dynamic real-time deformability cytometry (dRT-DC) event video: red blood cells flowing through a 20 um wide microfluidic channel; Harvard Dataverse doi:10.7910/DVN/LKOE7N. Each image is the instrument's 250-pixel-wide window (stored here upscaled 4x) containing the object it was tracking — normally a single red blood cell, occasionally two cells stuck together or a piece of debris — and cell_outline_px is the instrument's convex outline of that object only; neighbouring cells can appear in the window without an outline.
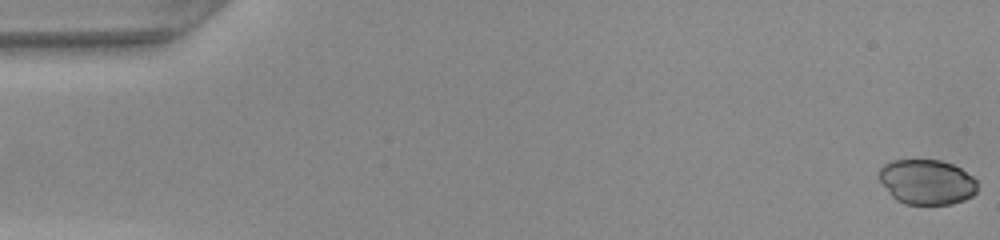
{"species": "common noctule bat (a hibernating species)", "species_latin": "Nyctalus noctula", "temperature_condition": "warm", "stored_images_in_passage": 42, "camera_frame_rate_fps": 3000, "um_per_image_px": 0.085, "animal": {"sex": "female", "body_mass_g": 22.0, "forearm_length_mm": 56.7}, "frame": {"image": 1, "passage_image": 1, "time_ms": 0.0, "image_size_px": [1000, 240], "cell_outline_px": [[976, 192], [972, 196], [964, 200], [952, 204], [904, 204], [896, 200], [892, 196], [876, 176], [876, 172], [884, 164], [892, 160], [940, 160], [952, 164], [960, 168], [972, 176], [976, 180]], "centroid_in_image_um": [78.74, 15.46], "position_along_channel_um": 6.3, "area_um2": 25.95}}
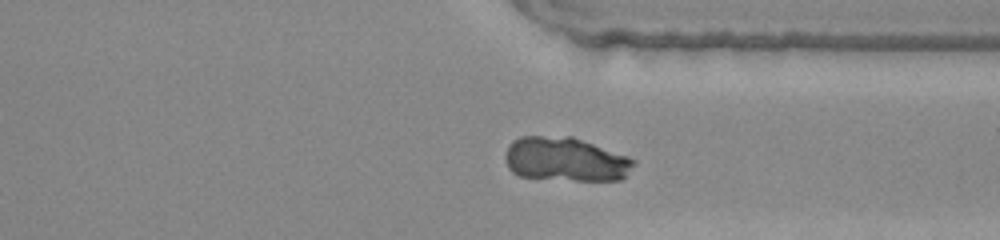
{"frame": {"image": 2, "passage_image": 37, "time_ms": 12.0, "image_size_px": [1000, 240], "cell_outline_px": [[636, 164], [620, 180], [576, 180], [520, 176], [512, 172], [508, 168], [504, 156], [508, 144], [512, 140], [520, 136], [572, 136], [628, 156], [636, 160]], "centroid_in_image_um": [48.05, 13.53], "position_along_channel_um": 363.4, "area_um2": 33.06}}
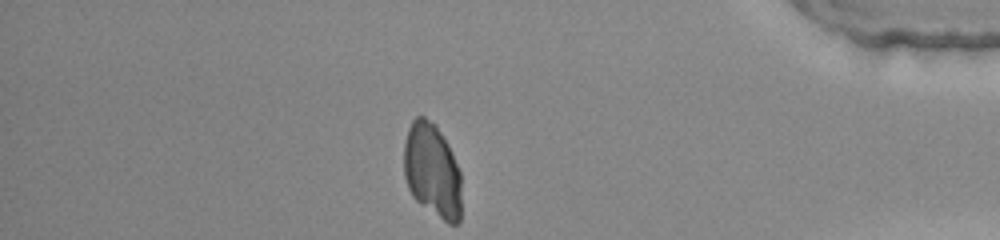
{"frame": {"image": 3, "passage_image": 42, "time_ms": 13.667, "image_size_px": [1000, 240], "cell_outline_px": [[460, 220], [456, 224], [448, 224], [420, 204], [412, 196], [408, 188], [404, 176], [404, 144], [408, 128], [412, 120], [416, 116], [424, 116], [436, 124], [448, 144], [460, 172]], "centroid_in_image_um": [36.72, 14.48], "position_along_channel_um": 398.5, "area_um2": 31.67}}